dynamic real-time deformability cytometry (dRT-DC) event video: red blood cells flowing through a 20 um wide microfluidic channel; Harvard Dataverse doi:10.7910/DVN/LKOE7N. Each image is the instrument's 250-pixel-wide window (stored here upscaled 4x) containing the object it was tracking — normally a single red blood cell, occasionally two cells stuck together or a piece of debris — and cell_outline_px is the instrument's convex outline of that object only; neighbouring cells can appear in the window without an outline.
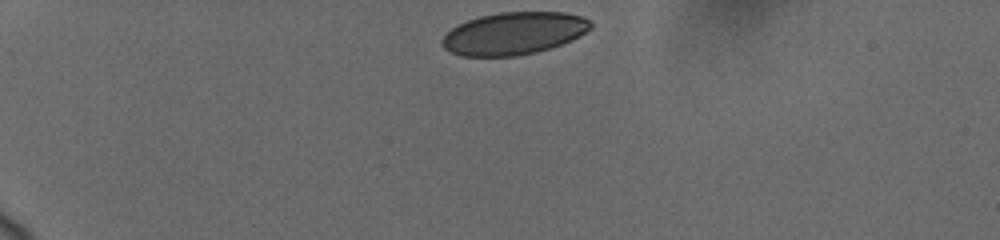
{"species": "human", "species_latin": "Homo sapiens", "temperature_condition": "cold", "stored_images_in_passage": 21, "camera_frame_rate_fps": 3000, "um_per_image_px": 0.085, "donor": {"sex": "female"}, "frame": {"image": 1, "passage_image": 1, "time_ms": 0.0, "image_size_px": [1000, 240], "cell_outline_px": [[592, 28], [580, 36], [572, 40], [536, 52], [516, 56], [460, 56], [444, 48], [440, 40], [452, 28], [468, 20], [480, 16], [500, 12], [564, 12], [580, 16], [588, 20], [592, 24]], "centroid_in_image_um": [43.68, 2.84], "position_along_channel_um": 41.3, "area_um2": 36.53}}
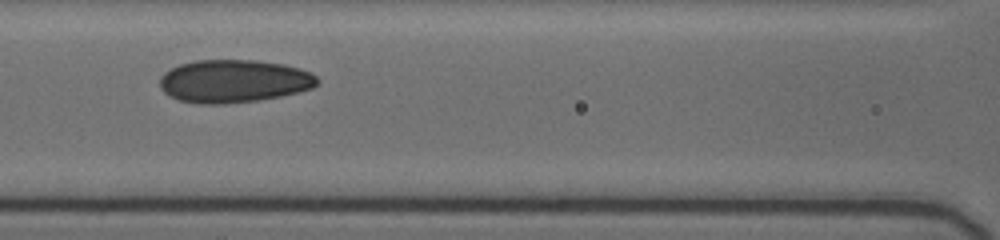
{"frame": {"image": 2, "passage_image": 12, "time_ms": 4.667, "image_size_px": [1000, 240], "cell_outline_px": [[320, 80], [312, 88], [280, 96], [256, 100], [224, 104], [200, 104], [180, 100], [168, 96], [160, 88], [160, 76], [164, 72], [180, 64], [196, 60], [256, 60], [284, 64], [312, 72]], "centroid_in_image_um": [19.86, 6.89], "position_along_channel_um": 146.7, "area_um2": 39.42}}
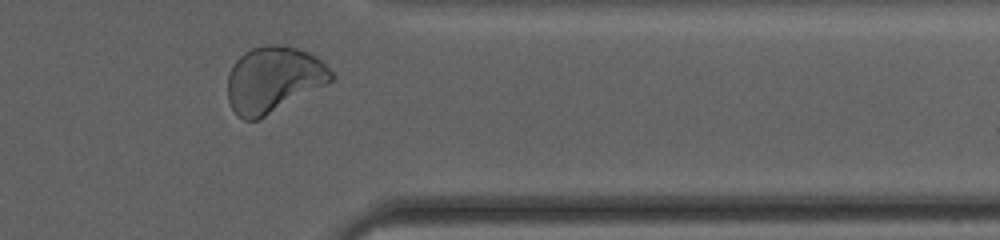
{"frame": {"image": 3, "passage_image": 21, "time_ms": 11.333, "image_size_px": [1000, 240], "cell_outline_px": [[336, 76], [328, 84], [256, 120], [244, 120], [236, 116], [228, 100], [228, 72], [236, 60], [244, 52], [252, 48], [264, 44], [284, 44], [308, 52], [316, 56]], "centroid_in_image_um": [23.23, 6.74], "position_along_channel_um": 388.2, "area_um2": 39.88}, "authors_computed_cell_mechanics": {"area_um2": 39.0728, "velocity_mm_per_s": 3.6719, "shape_relaxation_time_tau1_ms": 5.3138, "shape_relaxation_time_tau2_ms": 2.3716, "deformation_change_tau1": 0.1077, "deformation_change_tau2": 0.0539}}